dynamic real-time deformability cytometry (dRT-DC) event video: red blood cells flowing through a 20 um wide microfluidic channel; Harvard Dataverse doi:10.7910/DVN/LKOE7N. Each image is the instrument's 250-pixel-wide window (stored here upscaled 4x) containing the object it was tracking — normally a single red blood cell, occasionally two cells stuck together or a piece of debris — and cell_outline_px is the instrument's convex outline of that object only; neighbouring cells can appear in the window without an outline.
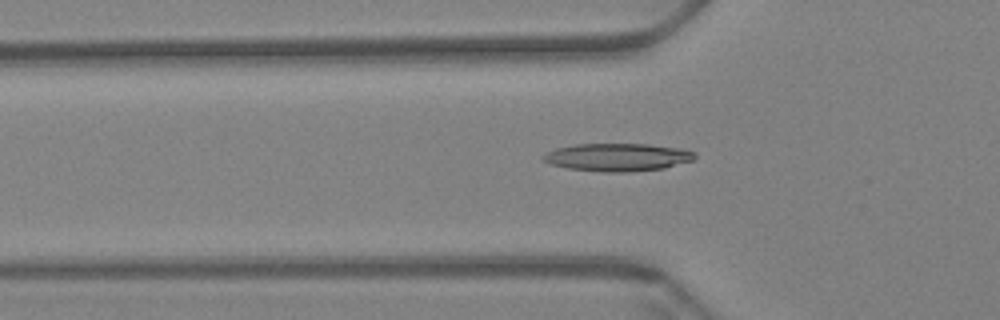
{"species": "Egyptian fruit bat (a non-hibernating species)", "species_latin": "Rousettus aegyptiacus", "temperature_condition": "warm", "stored_images_in_passage": 61, "camera_frame_rate_fps": 3000, "um_per_image_px": 0.085, "animal": {"sex": "female"}, "frame": {"image": 1, "passage_image": 21, "time_ms": 6.667, "image_size_px": [1000, 320], "cell_outline_px": [[696, 156], [692, 160], [664, 168], [628, 172], [604, 172], [568, 168], [552, 164], [540, 160], [540, 156], [556, 148], [576, 144], [648, 144], [680, 148], [696, 152]], "centroid_in_image_um": [52.47, 13.36], "position_along_channel_um": 73.3, "area_um2": 24.57}}
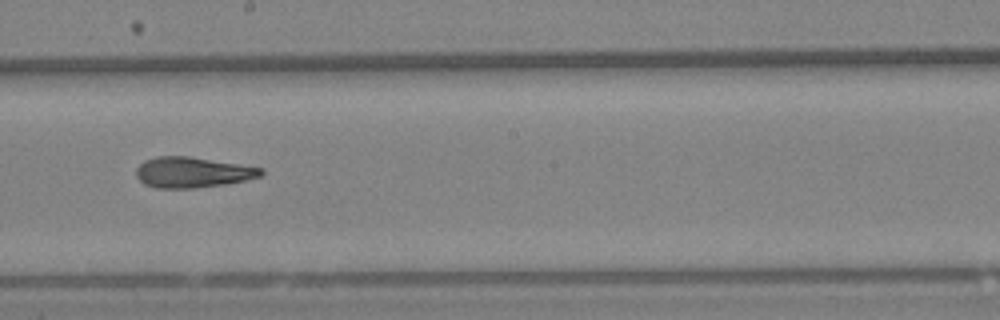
{"frame": {"image": 2, "passage_image": 35, "time_ms": 11.333, "image_size_px": [1000, 320], "cell_outline_px": [[264, 172], [260, 176], [244, 180], [224, 184], [192, 188], [156, 188], [144, 184], [136, 176], [136, 168], [144, 160], [156, 156], [188, 156], [260, 168]], "centroid_in_image_um": [16.28, 14.65], "position_along_channel_um": 231.9, "area_um2": 21.91}}
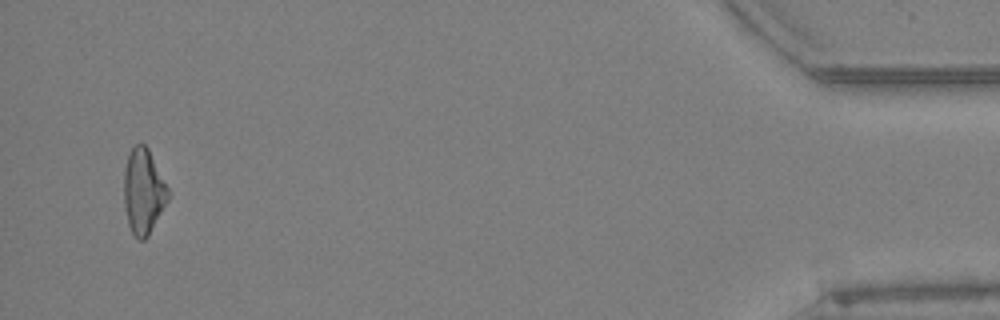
{"frame": {"image": 3, "passage_image": 59, "time_ms": 19.333, "image_size_px": [1000, 320], "cell_outline_px": [[168, 200], [148, 236], [144, 240], [140, 240], [132, 232], [128, 224], [124, 204], [124, 168], [128, 156], [132, 148], [136, 144], [144, 144], [148, 148], [168, 188]], "centroid_in_image_um": [12.18, 16.27], "position_along_channel_um": 423.0, "area_um2": 21.62}, "authors_computed_cell_mechanics": {"area_um2": 22.5998, "velocity_mm_per_s": 3.4067, "shape_relaxation_time_tau1_ms": null, "shape_relaxation_time_tau2_ms": 4.8645, "deformation_change_tau1": null, "deformation_change_tau2": 0.1503}}